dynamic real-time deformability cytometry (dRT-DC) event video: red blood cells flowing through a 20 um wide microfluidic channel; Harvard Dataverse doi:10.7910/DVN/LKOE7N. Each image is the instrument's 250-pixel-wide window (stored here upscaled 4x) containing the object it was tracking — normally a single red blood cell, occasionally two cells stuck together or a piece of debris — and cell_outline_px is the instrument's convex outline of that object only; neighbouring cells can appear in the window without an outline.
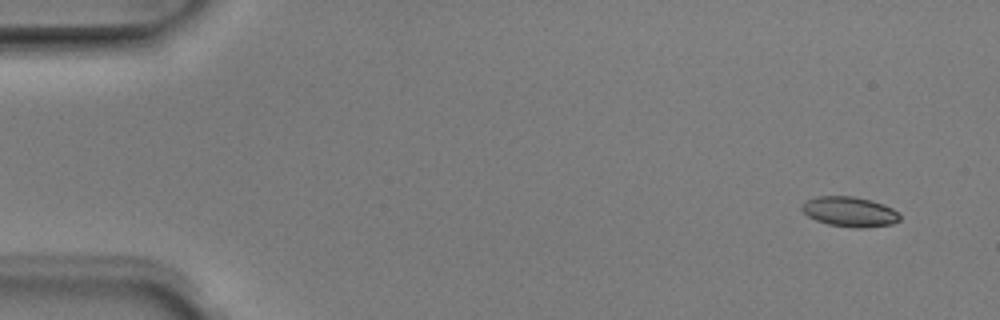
{"species": "Egyptian fruit bat (a non-hibernating species)", "species_latin": "Rousettus aegyptiacus", "temperature_condition": "room temperature", "stored_images_in_passage": 6, "camera_frame_rate_fps": 3000, "um_per_image_px": 0.085, "animal": {"sex": "male"}, "frame": {"image": 1, "passage_image": 1, "time_ms": 0.0, "image_size_px": [1000, 320], "cell_outline_px": [[900, 220], [892, 224], [860, 228], [856, 228], [828, 224], [816, 220], [808, 216], [800, 208], [808, 200], [816, 196], [852, 196], [872, 200], [884, 204], [892, 208], [900, 216]], "centroid_in_image_um": [72.23, 17.99], "position_along_channel_um": 12.8, "area_um2": 16.99}}
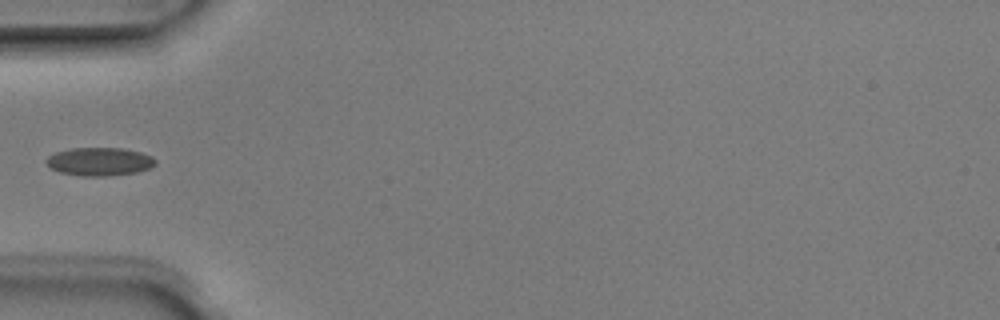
{"frame": {"image": 2, "passage_image": 5, "time_ms": 1.333, "image_size_px": [1000, 320], "cell_outline_px": [[156, 164], [148, 168], [136, 172], [108, 176], [80, 176], [60, 172], [52, 168], [44, 160], [48, 156], [56, 152], [72, 148], [124, 148], [140, 152], [152, 156], [156, 160]], "centroid_in_image_um": [8.46, 13.73], "position_along_channel_um": 76.5, "area_um2": 17.92}}
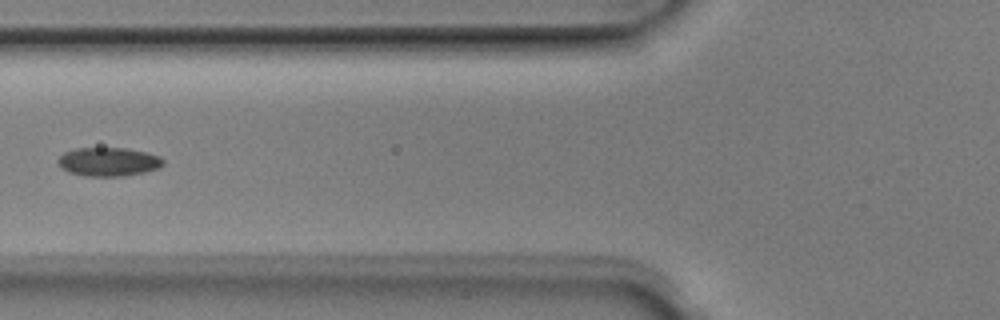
{"frame": {"image": 3, "passage_image": 6, "time_ms": 1.667, "image_size_px": [1000, 320], "cell_outline_px": [[164, 164], [160, 168], [144, 172], [124, 176], [84, 176], [68, 172], [60, 168], [56, 160], [64, 152], [76, 148], [124, 148], [144, 152], [160, 156], [164, 160]], "centroid_in_image_um": [9.2, 13.76], "position_along_channel_um": 116.6, "area_um2": 17.74}}